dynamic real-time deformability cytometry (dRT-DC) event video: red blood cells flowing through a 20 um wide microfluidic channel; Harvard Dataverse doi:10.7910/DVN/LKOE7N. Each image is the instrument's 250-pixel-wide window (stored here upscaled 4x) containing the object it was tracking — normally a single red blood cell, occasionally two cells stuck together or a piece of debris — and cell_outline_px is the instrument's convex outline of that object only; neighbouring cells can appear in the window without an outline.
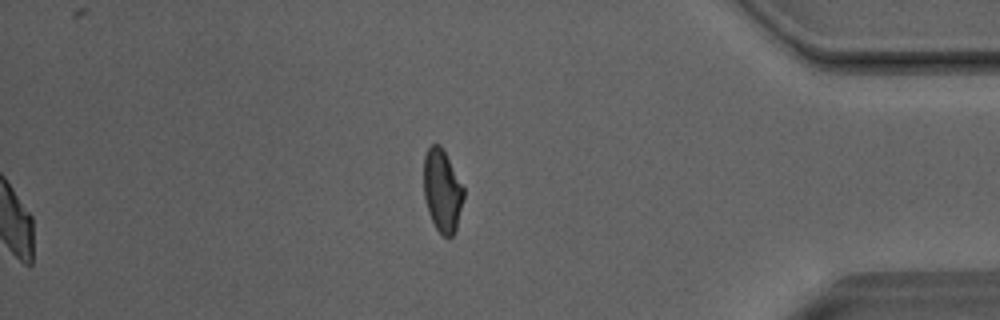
{"species": "Egyptian fruit bat (a non-hibernating species)", "species_latin": "Rousettus aegyptiacus", "temperature_condition": "room temperature", "stored_images_in_passage": 38, "segment_of_instrument_passage": [2, 2], "camera_frame_rate_fps": 3000, "um_per_image_px": 0.085, "animal": {"sex": "male"}, "frame": {"image": 1, "passage_image": 38, "time_ms": 12.333, "image_size_px": [1000, 320], "cell_outline_px": [[464, 196], [456, 232], [448, 240], [436, 228], [428, 212], [424, 196], [424, 156], [428, 148], [432, 144], [440, 144], [464, 188]], "centroid_in_image_um": [37.59, 16.24], "position_along_channel_um": 397.6, "area_um2": 19.19}}